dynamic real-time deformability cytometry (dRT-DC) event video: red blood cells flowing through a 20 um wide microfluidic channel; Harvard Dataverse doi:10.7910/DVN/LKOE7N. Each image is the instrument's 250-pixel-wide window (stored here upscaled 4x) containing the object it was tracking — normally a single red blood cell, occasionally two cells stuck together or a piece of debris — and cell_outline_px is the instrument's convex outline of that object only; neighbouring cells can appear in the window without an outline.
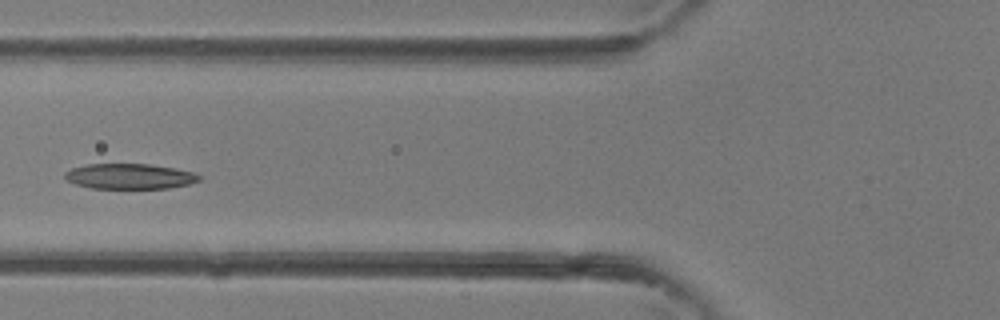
{"species": "common noctule bat (a hibernating species)", "species_latin": "Nyctalus noctula", "temperature_condition": "room temperature", "stored_images_in_passage": 38, "camera_frame_rate_fps": 3000, "um_per_image_px": 0.085, "animal": {"sex": "female"}, "frame": {"image": 1, "passage_image": 14, "time_ms": 4.333, "image_size_px": [1000, 320], "cell_outline_px": [[200, 180], [188, 184], [168, 188], [92, 188], [76, 184], [68, 180], [64, 176], [64, 172], [72, 168], [88, 164], [148, 164], [176, 168], [196, 172], [200, 176]], "centroid_in_image_um": [11.04, 14.98], "position_along_channel_um": 114.8, "area_um2": 19.77}}
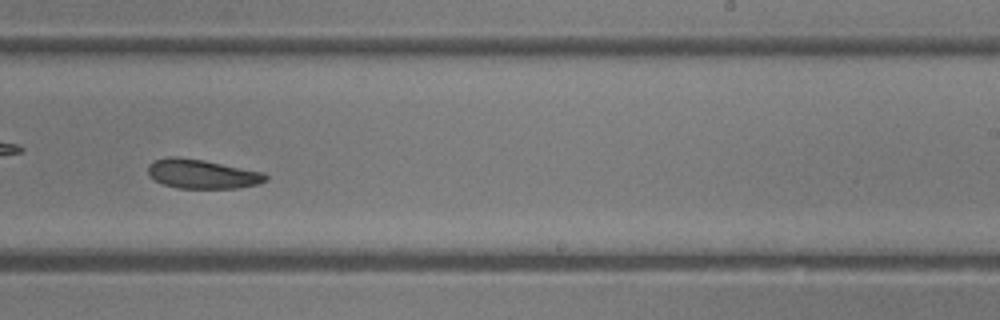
{"frame": {"image": 2, "passage_image": 23, "time_ms": 7.333, "image_size_px": [1000, 320], "cell_outline_px": [[268, 180], [256, 184], [236, 188], [176, 188], [164, 184], [148, 176], [148, 164], [152, 160], [168, 156], [180, 156], [204, 160], [264, 172], [268, 176]], "centroid_in_image_um": [17.15, 14.77], "position_along_channel_um": 271.9, "area_um2": 20.23}}
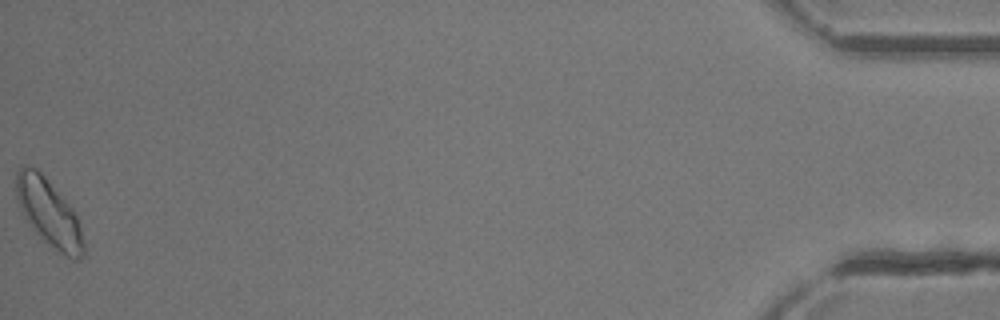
{"frame": {"image": 3, "passage_image": 38, "time_ms": 12.333, "image_size_px": [1000, 320], "cell_outline_px": [[84, 252], [80, 260], [72, 260], [64, 256], [44, 240], [36, 232], [24, 216], [16, 200], [16, 172], [24, 164], [36, 168], [44, 176], [72, 208], [76, 216], [80, 228], [84, 244]], "centroid_in_image_um": [4.14, 18.09], "position_along_channel_um": 431.1, "area_um2": 26.01}}